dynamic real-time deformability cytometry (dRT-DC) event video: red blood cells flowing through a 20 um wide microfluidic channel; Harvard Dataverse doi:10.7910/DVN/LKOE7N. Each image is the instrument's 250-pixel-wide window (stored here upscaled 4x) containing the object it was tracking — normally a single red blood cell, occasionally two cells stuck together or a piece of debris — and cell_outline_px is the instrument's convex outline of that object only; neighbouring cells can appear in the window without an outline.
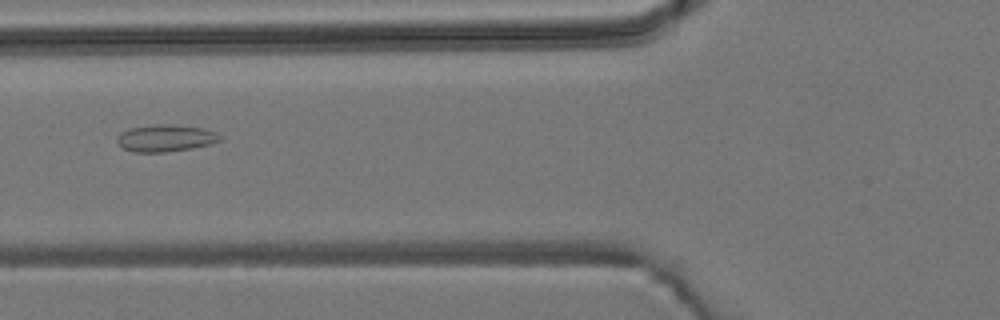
{"species": "common noctule bat (a hibernating species)", "species_latin": "Nyctalus noctula", "temperature_condition": "room temperature", "stored_images_in_passage": 6, "camera_frame_rate_fps": 3000, "um_per_image_px": 0.085, "animal": {"sex": "male", "body_mass_g": 19.2, "forearm_length_mm": 51.8}, "frame": {"image": 1, "passage_image": 5, "time_ms": 5.667, "image_size_px": [1000, 320], "cell_outline_px": [[220, 140], [212, 144], [192, 148], [164, 152], [136, 152], [124, 148], [116, 140], [116, 136], [120, 132], [128, 128], [160, 124], [172, 124], [204, 128], [216, 132], [220, 136]], "centroid_in_image_um": [14.07, 11.73], "position_along_channel_um": 111.7, "area_um2": 16.18}}
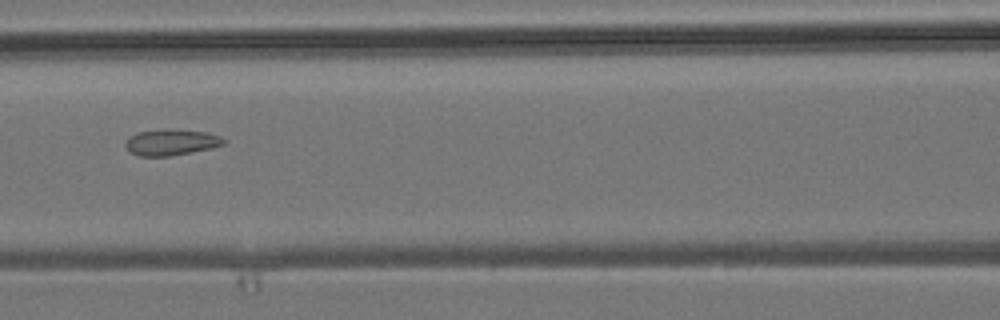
{"frame": {"image": 2, "passage_image": 6, "time_ms": 6.667, "image_size_px": [1000, 320], "cell_outline_px": [[228, 140], [224, 144], [212, 148], [172, 156], [140, 156], [128, 152], [124, 144], [136, 132], [204, 132], [220, 136]], "centroid_in_image_um": [14.57, 12.16], "position_along_channel_um": 152.0, "area_um2": 14.1}}